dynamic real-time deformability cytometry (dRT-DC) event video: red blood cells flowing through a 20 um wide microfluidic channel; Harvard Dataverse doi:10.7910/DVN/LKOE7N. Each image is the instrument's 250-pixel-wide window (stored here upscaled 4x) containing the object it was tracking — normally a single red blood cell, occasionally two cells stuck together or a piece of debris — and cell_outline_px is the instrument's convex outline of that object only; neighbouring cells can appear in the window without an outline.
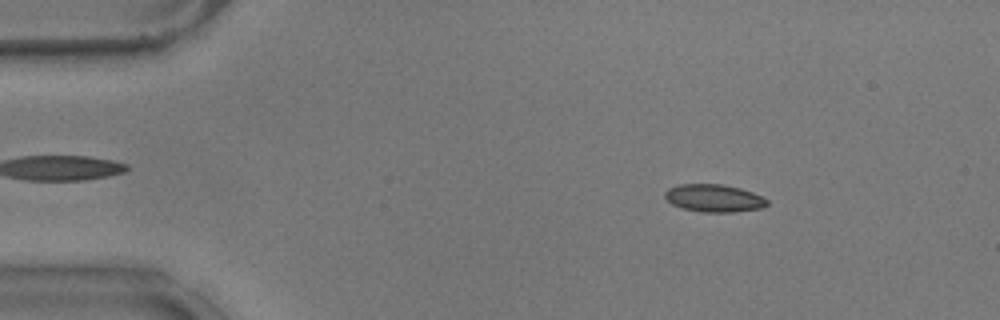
{"species": "common noctule bat (a hibernating species)", "species_latin": "Nyctalus noctula", "temperature_condition": "warm", "stored_images_in_passage": 17, "camera_frame_rate_fps": 3000, "um_per_image_px": 0.085, "animal": {"sex": "male", "body_mass_g": 17.9}, "frame": {"image": 1, "passage_image": 8, "time_ms": 2.333, "image_size_px": [1000, 320], "cell_outline_px": [[768, 204], [760, 208], [732, 212], [700, 212], [680, 208], [672, 204], [664, 196], [664, 192], [668, 188], [680, 184], [724, 184], [740, 188], [764, 196], [768, 200]], "centroid_in_image_um": [60.68, 16.84], "position_along_channel_um": 24.3, "area_um2": 16.59}}